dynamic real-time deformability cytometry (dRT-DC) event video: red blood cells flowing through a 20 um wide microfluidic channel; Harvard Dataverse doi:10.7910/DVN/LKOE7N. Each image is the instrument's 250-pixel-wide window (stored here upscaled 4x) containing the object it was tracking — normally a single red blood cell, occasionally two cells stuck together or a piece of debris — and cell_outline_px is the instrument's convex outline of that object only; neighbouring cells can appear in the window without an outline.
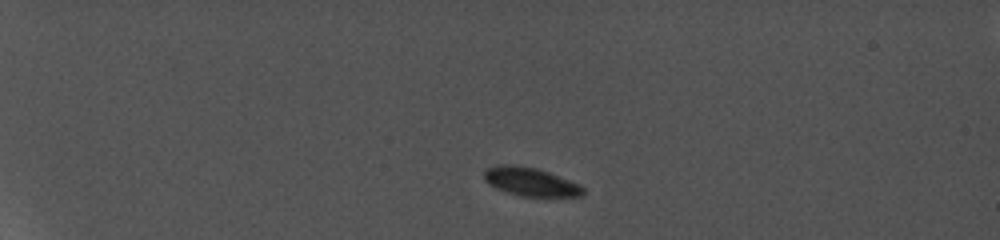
{"species": "common noctule bat (a hibernating species)", "species_latin": "Nyctalus noctula", "temperature_condition": "cold", "stored_images_in_passage": 6, "camera_frame_rate_fps": 5000, "um_per_image_px": 0.085, "animal": {"sex": "female", "body_mass_g": 19.0, "forearm_length_mm": 56.7}, "frame": {"image": 1, "passage_image": 1, "time_ms": 0.0, "image_size_px": [1000, 240], "cell_outline_px": [[584, 196], [520, 196], [504, 192], [488, 184], [484, 180], [484, 172], [488, 168], [500, 164], [508, 164], [536, 168], [548, 172], [580, 184], [584, 188]], "centroid_in_image_um": [45.08, 15.46], "position_along_channel_um": 39.9, "area_um2": 16.42}}
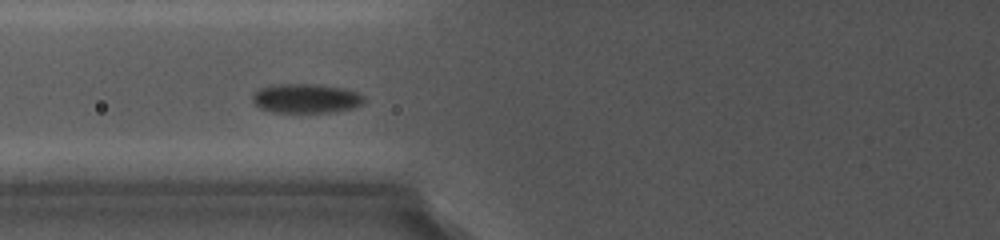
{"frame": {"image": 2, "passage_image": 5, "time_ms": 4.2, "image_size_px": [1000, 240], "cell_outline_px": [[364, 100], [360, 104], [352, 108], [328, 112], [272, 112], [260, 108], [252, 100], [252, 96], [260, 88], [288, 84], [316, 84], [340, 88], [356, 92], [364, 96]], "centroid_in_image_um": [26.0, 8.37], "position_along_channel_um": 99.8, "area_um2": 18.55}}